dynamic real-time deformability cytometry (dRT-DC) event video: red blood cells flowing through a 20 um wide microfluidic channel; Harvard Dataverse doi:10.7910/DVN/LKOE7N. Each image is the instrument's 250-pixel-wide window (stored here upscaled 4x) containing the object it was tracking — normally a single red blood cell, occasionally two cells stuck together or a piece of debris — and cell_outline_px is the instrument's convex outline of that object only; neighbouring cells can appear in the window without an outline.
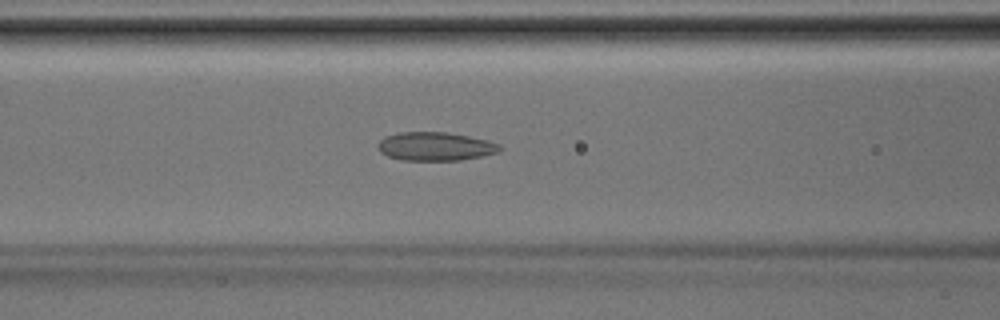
{"species": "Egyptian fruit bat (a non-hibernating species)", "species_latin": "Rousettus aegyptiacus", "temperature_condition": "room temperature", "stored_images_in_passage": 35, "camera_frame_rate_fps": 3000, "um_per_image_px": 0.085, "animal": {"sex": "male"}, "frame": {"image": 1, "passage_image": 11, "time_ms": 3.333, "image_size_px": [1000, 320], "cell_outline_px": [[504, 148], [500, 152], [460, 160], [400, 160], [388, 156], [380, 152], [376, 148], [376, 144], [384, 136], [400, 132], [444, 132], [468, 136], [488, 140], [500, 144]], "centroid_in_image_um": [36.99, 12.44], "position_along_channel_um": 129.6, "area_um2": 20.46}}
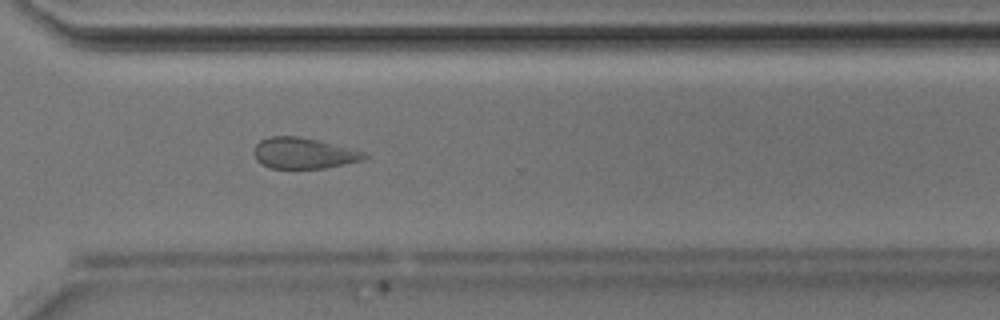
{"frame": {"image": 2, "passage_image": 24, "time_ms": 7.667, "image_size_px": [1000, 320], "cell_outline_px": [[368, 156], [364, 160], [324, 168], [268, 168], [260, 164], [256, 160], [252, 152], [256, 144], [260, 140], [268, 136], [300, 136], [368, 152]], "centroid_in_image_um": [25.79, 13.02], "position_along_channel_um": 344.8, "area_um2": 20.17}}
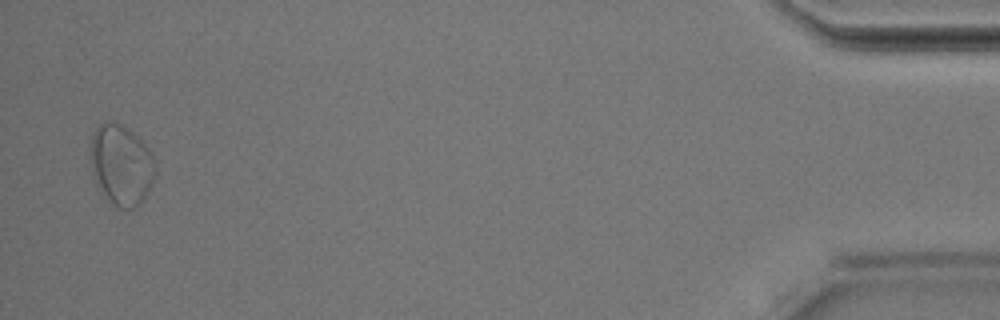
{"frame": {"image": 3, "passage_image": 34, "time_ms": 11.0, "image_size_px": [1000, 320], "cell_outline_px": [[156, 172], [140, 204], [132, 208], [120, 208], [112, 204], [96, 184], [92, 176], [92, 132], [104, 120], [112, 120], [128, 128], [148, 148], [156, 160]], "centroid_in_image_um": [10.31, 13.98], "position_along_channel_um": 424.9, "area_um2": 30.17}}